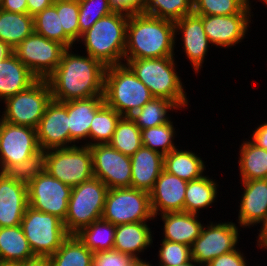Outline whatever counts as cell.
Here are the masks:
<instances>
[{
  "label": "cell",
  "mask_w": 267,
  "mask_h": 266,
  "mask_svg": "<svg viewBox=\"0 0 267 266\" xmlns=\"http://www.w3.org/2000/svg\"><path fill=\"white\" fill-rule=\"evenodd\" d=\"M239 184H242L243 194L237 223L242 228L260 224V234L267 227V179L241 181Z\"/></svg>",
  "instance_id": "19"
},
{
  "label": "cell",
  "mask_w": 267,
  "mask_h": 266,
  "mask_svg": "<svg viewBox=\"0 0 267 266\" xmlns=\"http://www.w3.org/2000/svg\"><path fill=\"white\" fill-rule=\"evenodd\" d=\"M54 0H27L28 14L35 16L45 8L52 6Z\"/></svg>",
  "instance_id": "50"
},
{
  "label": "cell",
  "mask_w": 267,
  "mask_h": 266,
  "mask_svg": "<svg viewBox=\"0 0 267 266\" xmlns=\"http://www.w3.org/2000/svg\"><path fill=\"white\" fill-rule=\"evenodd\" d=\"M260 1L263 2L267 7V0H260ZM260 1L258 0V2H260Z\"/></svg>",
  "instance_id": "57"
},
{
  "label": "cell",
  "mask_w": 267,
  "mask_h": 266,
  "mask_svg": "<svg viewBox=\"0 0 267 266\" xmlns=\"http://www.w3.org/2000/svg\"><path fill=\"white\" fill-rule=\"evenodd\" d=\"M209 223L203 225L200 236L190 246L191 258L199 266H205L214 258L235 250L240 241L241 230L234 222Z\"/></svg>",
  "instance_id": "11"
},
{
  "label": "cell",
  "mask_w": 267,
  "mask_h": 266,
  "mask_svg": "<svg viewBox=\"0 0 267 266\" xmlns=\"http://www.w3.org/2000/svg\"><path fill=\"white\" fill-rule=\"evenodd\" d=\"M69 115L70 147L83 143L88 146L90 124L94 115L105 105L104 96L62 102ZM77 142V143H76Z\"/></svg>",
  "instance_id": "22"
},
{
  "label": "cell",
  "mask_w": 267,
  "mask_h": 266,
  "mask_svg": "<svg viewBox=\"0 0 267 266\" xmlns=\"http://www.w3.org/2000/svg\"><path fill=\"white\" fill-rule=\"evenodd\" d=\"M160 245L158 266H176L191 259L190 246L166 240H161Z\"/></svg>",
  "instance_id": "44"
},
{
  "label": "cell",
  "mask_w": 267,
  "mask_h": 266,
  "mask_svg": "<svg viewBox=\"0 0 267 266\" xmlns=\"http://www.w3.org/2000/svg\"><path fill=\"white\" fill-rule=\"evenodd\" d=\"M129 15L121 12L100 18L90 29L82 33L77 44L84 43L89 56L106 67L124 63L126 28Z\"/></svg>",
  "instance_id": "3"
},
{
  "label": "cell",
  "mask_w": 267,
  "mask_h": 266,
  "mask_svg": "<svg viewBox=\"0 0 267 266\" xmlns=\"http://www.w3.org/2000/svg\"><path fill=\"white\" fill-rule=\"evenodd\" d=\"M192 150L175 149L164 155L163 169L190 182L205 175V161Z\"/></svg>",
  "instance_id": "27"
},
{
  "label": "cell",
  "mask_w": 267,
  "mask_h": 266,
  "mask_svg": "<svg viewBox=\"0 0 267 266\" xmlns=\"http://www.w3.org/2000/svg\"><path fill=\"white\" fill-rule=\"evenodd\" d=\"M180 108L172 101L165 98L154 97L141 109L133 113L130 118L140 130L163 125L171 121L168 111L179 110Z\"/></svg>",
  "instance_id": "33"
},
{
  "label": "cell",
  "mask_w": 267,
  "mask_h": 266,
  "mask_svg": "<svg viewBox=\"0 0 267 266\" xmlns=\"http://www.w3.org/2000/svg\"><path fill=\"white\" fill-rule=\"evenodd\" d=\"M176 266H199V265L191 258L188 262Z\"/></svg>",
  "instance_id": "56"
},
{
  "label": "cell",
  "mask_w": 267,
  "mask_h": 266,
  "mask_svg": "<svg viewBox=\"0 0 267 266\" xmlns=\"http://www.w3.org/2000/svg\"><path fill=\"white\" fill-rule=\"evenodd\" d=\"M45 171L71 187L94 177L92 152L89 146L46 150Z\"/></svg>",
  "instance_id": "10"
},
{
  "label": "cell",
  "mask_w": 267,
  "mask_h": 266,
  "mask_svg": "<svg viewBox=\"0 0 267 266\" xmlns=\"http://www.w3.org/2000/svg\"><path fill=\"white\" fill-rule=\"evenodd\" d=\"M237 247L235 250L214 258L205 266H249L246 256Z\"/></svg>",
  "instance_id": "46"
},
{
  "label": "cell",
  "mask_w": 267,
  "mask_h": 266,
  "mask_svg": "<svg viewBox=\"0 0 267 266\" xmlns=\"http://www.w3.org/2000/svg\"><path fill=\"white\" fill-rule=\"evenodd\" d=\"M133 258L116 250L94 253L92 266H126Z\"/></svg>",
  "instance_id": "45"
},
{
  "label": "cell",
  "mask_w": 267,
  "mask_h": 266,
  "mask_svg": "<svg viewBox=\"0 0 267 266\" xmlns=\"http://www.w3.org/2000/svg\"><path fill=\"white\" fill-rule=\"evenodd\" d=\"M109 144L131 157L142 146L141 130L129 116H122Z\"/></svg>",
  "instance_id": "37"
},
{
  "label": "cell",
  "mask_w": 267,
  "mask_h": 266,
  "mask_svg": "<svg viewBox=\"0 0 267 266\" xmlns=\"http://www.w3.org/2000/svg\"><path fill=\"white\" fill-rule=\"evenodd\" d=\"M219 184L209 175L191 180L187 183L185 191L184 211L193 214H199L200 210L212 207L217 202ZM218 193V194H217Z\"/></svg>",
  "instance_id": "28"
},
{
  "label": "cell",
  "mask_w": 267,
  "mask_h": 266,
  "mask_svg": "<svg viewBox=\"0 0 267 266\" xmlns=\"http://www.w3.org/2000/svg\"><path fill=\"white\" fill-rule=\"evenodd\" d=\"M108 187L98 178L92 177L72 187L68 211L63 221L69 235L101 219Z\"/></svg>",
  "instance_id": "6"
},
{
  "label": "cell",
  "mask_w": 267,
  "mask_h": 266,
  "mask_svg": "<svg viewBox=\"0 0 267 266\" xmlns=\"http://www.w3.org/2000/svg\"><path fill=\"white\" fill-rule=\"evenodd\" d=\"M116 226L104 219H98L82 228L75 235L93 253L113 250Z\"/></svg>",
  "instance_id": "34"
},
{
  "label": "cell",
  "mask_w": 267,
  "mask_h": 266,
  "mask_svg": "<svg viewBox=\"0 0 267 266\" xmlns=\"http://www.w3.org/2000/svg\"><path fill=\"white\" fill-rule=\"evenodd\" d=\"M46 151L40 150L38 153L18 163L10 166L4 173L14 178L17 182L28 185L34 178L45 171Z\"/></svg>",
  "instance_id": "41"
},
{
  "label": "cell",
  "mask_w": 267,
  "mask_h": 266,
  "mask_svg": "<svg viewBox=\"0 0 267 266\" xmlns=\"http://www.w3.org/2000/svg\"><path fill=\"white\" fill-rule=\"evenodd\" d=\"M175 22L144 13L129 15L124 60L175 56Z\"/></svg>",
  "instance_id": "2"
},
{
  "label": "cell",
  "mask_w": 267,
  "mask_h": 266,
  "mask_svg": "<svg viewBox=\"0 0 267 266\" xmlns=\"http://www.w3.org/2000/svg\"><path fill=\"white\" fill-rule=\"evenodd\" d=\"M175 130L173 121L143 129L141 130L142 146L163 155L169 154L172 150L179 147L174 143L175 137L177 136Z\"/></svg>",
  "instance_id": "39"
},
{
  "label": "cell",
  "mask_w": 267,
  "mask_h": 266,
  "mask_svg": "<svg viewBox=\"0 0 267 266\" xmlns=\"http://www.w3.org/2000/svg\"><path fill=\"white\" fill-rule=\"evenodd\" d=\"M0 9L12 13H28L27 0H0Z\"/></svg>",
  "instance_id": "49"
},
{
  "label": "cell",
  "mask_w": 267,
  "mask_h": 266,
  "mask_svg": "<svg viewBox=\"0 0 267 266\" xmlns=\"http://www.w3.org/2000/svg\"><path fill=\"white\" fill-rule=\"evenodd\" d=\"M72 50L63 52L59 65L46 78L52 99L66 102L103 96L107 67L88 54L81 56Z\"/></svg>",
  "instance_id": "1"
},
{
  "label": "cell",
  "mask_w": 267,
  "mask_h": 266,
  "mask_svg": "<svg viewBox=\"0 0 267 266\" xmlns=\"http://www.w3.org/2000/svg\"><path fill=\"white\" fill-rule=\"evenodd\" d=\"M66 49L63 44L33 32L14 48V54L38 79H46Z\"/></svg>",
  "instance_id": "12"
},
{
  "label": "cell",
  "mask_w": 267,
  "mask_h": 266,
  "mask_svg": "<svg viewBox=\"0 0 267 266\" xmlns=\"http://www.w3.org/2000/svg\"><path fill=\"white\" fill-rule=\"evenodd\" d=\"M28 206L27 185L0 172V227L20 225Z\"/></svg>",
  "instance_id": "21"
},
{
  "label": "cell",
  "mask_w": 267,
  "mask_h": 266,
  "mask_svg": "<svg viewBox=\"0 0 267 266\" xmlns=\"http://www.w3.org/2000/svg\"><path fill=\"white\" fill-rule=\"evenodd\" d=\"M257 248L264 249V251L267 249V227L257 236Z\"/></svg>",
  "instance_id": "53"
},
{
  "label": "cell",
  "mask_w": 267,
  "mask_h": 266,
  "mask_svg": "<svg viewBox=\"0 0 267 266\" xmlns=\"http://www.w3.org/2000/svg\"><path fill=\"white\" fill-rule=\"evenodd\" d=\"M0 266H20V263L9 262V261H0Z\"/></svg>",
  "instance_id": "55"
},
{
  "label": "cell",
  "mask_w": 267,
  "mask_h": 266,
  "mask_svg": "<svg viewBox=\"0 0 267 266\" xmlns=\"http://www.w3.org/2000/svg\"><path fill=\"white\" fill-rule=\"evenodd\" d=\"M40 150L36 129L10 124L0 118V172L4 173Z\"/></svg>",
  "instance_id": "14"
},
{
  "label": "cell",
  "mask_w": 267,
  "mask_h": 266,
  "mask_svg": "<svg viewBox=\"0 0 267 266\" xmlns=\"http://www.w3.org/2000/svg\"><path fill=\"white\" fill-rule=\"evenodd\" d=\"M109 5L114 12L132 15L142 12L145 0H109Z\"/></svg>",
  "instance_id": "47"
},
{
  "label": "cell",
  "mask_w": 267,
  "mask_h": 266,
  "mask_svg": "<svg viewBox=\"0 0 267 266\" xmlns=\"http://www.w3.org/2000/svg\"><path fill=\"white\" fill-rule=\"evenodd\" d=\"M53 6L57 13H60V21L64 32L77 43L80 39L78 0H54Z\"/></svg>",
  "instance_id": "43"
},
{
  "label": "cell",
  "mask_w": 267,
  "mask_h": 266,
  "mask_svg": "<svg viewBox=\"0 0 267 266\" xmlns=\"http://www.w3.org/2000/svg\"><path fill=\"white\" fill-rule=\"evenodd\" d=\"M92 152L94 177L108 189L131 187V157L114 149L109 143L89 146Z\"/></svg>",
  "instance_id": "15"
},
{
  "label": "cell",
  "mask_w": 267,
  "mask_h": 266,
  "mask_svg": "<svg viewBox=\"0 0 267 266\" xmlns=\"http://www.w3.org/2000/svg\"><path fill=\"white\" fill-rule=\"evenodd\" d=\"M126 266H154L146 259H132Z\"/></svg>",
  "instance_id": "54"
},
{
  "label": "cell",
  "mask_w": 267,
  "mask_h": 266,
  "mask_svg": "<svg viewBox=\"0 0 267 266\" xmlns=\"http://www.w3.org/2000/svg\"><path fill=\"white\" fill-rule=\"evenodd\" d=\"M13 54H14V48L10 44L4 41H0V61L8 58Z\"/></svg>",
  "instance_id": "52"
},
{
  "label": "cell",
  "mask_w": 267,
  "mask_h": 266,
  "mask_svg": "<svg viewBox=\"0 0 267 266\" xmlns=\"http://www.w3.org/2000/svg\"><path fill=\"white\" fill-rule=\"evenodd\" d=\"M148 225L147 222L117 225L113 249L133 259H141L140 254L153 244L154 236Z\"/></svg>",
  "instance_id": "24"
},
{
  "label": "cell",
  "mask_w": 267,
  "mask_h": 266,
  "mask_svg": "<svg viewBox=\"0 0 267 266\" xmlns=\"http://www.w3.org/2000/svg\"><path fill=\"white\" fill-rule=\"evenodd\" d=\"M121 117L115 109L105 104L90 124L88 146L109 143Z\"/></svg>",
  "instance_id": "36"
},
{
  "label": "cell",
  "mask_w": 267,
  "mask_h": 266,
  "mask_svg": "<svg viewBox=\"0 0 267 266\" xmlns=\"http://www.w3.org/2000/svg\"><path fill=\"white\" fill-rule=\"evenodd\" d=\"M93 256L76 235H69L49 259L52 266H92Z\"/></svg>",
  "instance_id": "32"
},
{
  "label": "cell",
  "mask_w": 267,
  "mask_h": 266,
  "mask_svg": "<svg viewBox=\"0 0 267 266\" xmlns=\"http://www.w3.org/2000/svg\"><path fill=\"white\" fill-rule=\"evenodd\" d=\"M187 183L163 169L153 189L149 192L151 209L155 218L164 213L184 211Z\"/></svg>",
  "instance_id": "20"
},
{
  "label": "cell",
  "mask_w": 267,
  "mask_h": 266,
  "mask_svg": "<svg viewBox=\"0 0 267 266\" xmlns=\"http://www.w3.org/2000/svg\"><path fill=\"white\" fill-rule=\"evenodd\" d=\"M78 2L80 37L100 18L114 12L109 5V0H78Z\"/></svg>",
  "instance_id": "42"
},
{
  "label": "cell",
  "mask_w": 267,
  "mask_h": 266,
  "mask_svg": "<svg viewBox=\"0 0 267 266\" xmlns=\"http://www.w3.org/2000/svg\"><path fill=\"white\" fill-rule=\"evenodd\" d=\"M33 32V16L28 13H12L0 9V41L15 48Z\"/></svg>",
  "instance_id": "31"
},
{
  "label": "cell",
  "mask_w": 267,
  "mask_h": 266,
  "mask_svg": "<svg viewBox=\"0 0 267 266\" xmlns=\"http://www.w3.org/2000/svg\"><path fill=\"white\" fill-rule=\"evenodd\" d=\"M101 218L115 226L154 220L150 193L132 187L108 189Z\"/></svg>",
  "instance_id": "9"
},
{
  "label": "cell",
  "mask_w": 267,
  "mask_h": 266,
  "mask_svg": "<svg viewBox=\"0 0 267 266\" xmlns=\"http://www.w3.org/2000/svg\"><path fill=\"white\" fill-rule=\"evenodd\" d=\"M34 17V32L43 37L57 41L66 48H73L76 44L63 30L60 13L52 5L37 13Z\"/></svg>",
  "instance_id": "35"
},
{
  "label": "cell",
  "mask_w": 267,
  "mask_h": 266,
  "mask_svg": "<svg viewBox=\"0 0 267 266\" xmlns=\"http://www.w3.org/2000/svg\"><path fill=\"white\" fill-rule=\"evenodd\" d=\"M51 100L52 94L47 80L37 79L28 88L3 102L5 108L0 118L10 124L36 129Z\"/></svg>",
  "instance_id": "8"
},
{
  "label": "cell",
  "mask_w": 267,
  "mask_h": 266,
  "mask_svg": "<svg viewBox=\"0 0 267 266\" xmlns=\"http://www.w3.org/2000/svg\"><path fill=\"white\" fill-rule=\"evenodd\" d=\"M163 221V239L191 246L200 236L203 223L198 219L199 214L170 212L160 215Z\"/></svg>",
  "instance_id": "25"
},
{
  "label": "cell",
  "mask_w": 267,
  "mask_h": 266,
  "mask_svg": "<svg viewBox=\"0 0 267 266\" xmlns=\"http://www.w3.org/2000/svg\"><path fill=\"white\" fill-rule=\"evenodd\" d=\"M20 266H52L49 257L36 256L33 259L20 263Z\"/></svg>",
  "instance_id": "51"
},
{
  "label": "cell",
  "mask_w": 267,
  "mask_h": 266,
  "mask_svg": "<svg viewBox=\"0 0 267 266\" xmlns=\"http://www.w3.org/2000/svg\"><path fill=\"white\" fill-rule=\"evenodd\" d=\"M35 257L21 225L0 227V261L22 263Z\"/></svg>",
  "instance_id": "29"
},
{
  "label": "cell",
  "mask_w": 267,
  "mask_h": 266,
  "mask_svg": "<svg viewBox=\"0 0 267 266\" xmlns=\"http://www.w3.org/2000/svg\"><path fill=\"white\" fill-rule=\"evenodd\" d=\"M175 62V56L124 60L153 97L170 100L184 110L189 99Z\"/></svg>",
  "instance_id": "4"
},
{
  "label": "cell",
  "mask_w": 267,
  "mask_h": 266,
  "mask_svg": "<svg viewBox=\"0 0 267 266\" xmlns=\"http://www.w3.org/2000/svg\"><path fill=\"white\" fill-rule=\"evenodd\" d=\"M238 154L241 181L267 179V150L257 147L248 139L243 140Z\"/></svg>",
  "instance_id": "30"
},
{
  "label": "cell",
  "mask_w": 267,
  "mask_h": 266,
  "mask_svg": "<svg viewBox=\"0 0 267 266\" xmlns=\"http://www.w3.org/2000/svg\"><path fill=\"white\" fill-rule=\"evenodd\" d=\"M193 12L192 0H145L142 13L176 22Z\"/></svg>",
  "instance_id": "38"
},
{
  "label": "cell",
  "mask_w": 267,
  "mask_h": 266,
  "mask_svg": "<svg viewBox=\"0 0 267 266\" xmlns=\"http://www.w3.org/2000/svg\"><path fill=\"white\" fill-rule=\"evenodd\" d=\"M252 17L253 14L202 15V22L211 46L230 49L246 38Z\"/></svg>",
  "instance_id": "16"
},
{
  "label": "cell",
  "mask_w": 267,
  "mask_h": 266,
  "mask_svg": "<svg viewBox=\"0 0 267 266\" xmlns=\"http://www.w3.org/2000/svg\"><path fill=\"white\" fill-rule=\"evenodd\" d=\"M164 155L141 146L131 156V187L150 192L163 171Z\"/></svg>",
  "instance_id": "23"
},
{
  "label": "cell",
  "mask_w": 267,
  "mask_h": 266,
  "mask_svg": "<svg viewBox=\"0 0 267 266\" xmlns=\"http://www.w3.org/2000/svg\"><path fill=\"white\" fill-rule=\"evenodd\" d=\"M179 34L184 49V51L182 49V52L189 59L193 71L199 73L203 68L204 59L211 44L204 31L202 15L192 12L176 21L175 37Z\"/></svg>",
  "instance_id": "18"
},
{
  "label": "cell",
  "mask_w": 267,
  "mask_h": 266,
  "mask_svg": "<svg viewBox=\"0 0 267 266\" xmlns=\"http://www.w3.org/2000/svg\"><path fill=\"white\" fill-rule=\"evenodd\" d=\"M197 15L252 14L250 0H192Z\"/></svg>",
  "instance_id": "40"
},
{
  "label": "cell",
  "mask_w": 267,
  "mask_h": 266,
  "mask_svg": "<svg viewBox=\"0 0 267 266\" xmlns=\"http://www.w3.org/2000/svg\"><path fill=\"white\" fill-rule=\"evenodd\" d=\"M41 150L70 147L69 115L66 106L51 100L36 128Z\"/></svg>",
  "instance_id": "17"
},
{
  "label": "cell",
  "mask_w": 267,
  "mask_h": 266,
  "mask_svg": "<svg viewBox=\"0 0 267 266\" xmlns=\"http://www.w3.org/2000/svg\"><path fill=\"white\" fill-rule=\"evenodd\" d=\"M28 205L65 220L72 187L44 171L28 185Z\"/></svg>",
  "instance_id": "13"
},
{
  "label": "cell",
  "mask_w": 267,
  "mask_h": 266,
  "mask_svg": "<svg viewBox=\"0 0 267 266\" xmlns=\"http://www.w3.org/2000/svg\"><path fill=\"white\" fill-rule=\"evenodd\" d=\"M21 227L35 256L49 257L69 236L64 223L57 216L26 208Z\"/></svg>",
  "instance_id": "7"
},
{
  "label": "cell",
  "mask_w": 267,
  "mask_h": 266,
  "mask_svg": "<svg viewBox=\"0 0 267 266\" xmlns=\"http://www.w3.org/2000/svg\"><path fill=\"white\" fill-rule=\"evenodd\" d=\"M250 141L259 148L267 150V121L255 127Z\"/></svg>",
  "instance_id": "48"
},
{
  "label": "cell",
  "mask_w": 267,
  "mask_h": 266,
  "mask_svg": "<svg viewBox=\"0 0 267 266\" xmlns=\"http://www.w3.org/2000/svg\"><path fill=\"white\" fill-rule=\"evenodd\" d=\"M37 79L15 54L0 61V102L25 90Z\"/></svg>",
  "instance_id": "26"
},
{
  "label": "cell",
  "mask_w": 267,
  "mask_h": 266,
  "mask_svg": "<svg viewBox=\"0 0 267 266\" xmlns=\"http://www.w3.org/2000/svg\"><path fill=\"white\" fill-rule=\"evenodd\" d=\"M103 96L108 107L129 117L154 98L125 63L106 68Z\"/></svg>",
  "instance_id": "5"
}]
</instances>
